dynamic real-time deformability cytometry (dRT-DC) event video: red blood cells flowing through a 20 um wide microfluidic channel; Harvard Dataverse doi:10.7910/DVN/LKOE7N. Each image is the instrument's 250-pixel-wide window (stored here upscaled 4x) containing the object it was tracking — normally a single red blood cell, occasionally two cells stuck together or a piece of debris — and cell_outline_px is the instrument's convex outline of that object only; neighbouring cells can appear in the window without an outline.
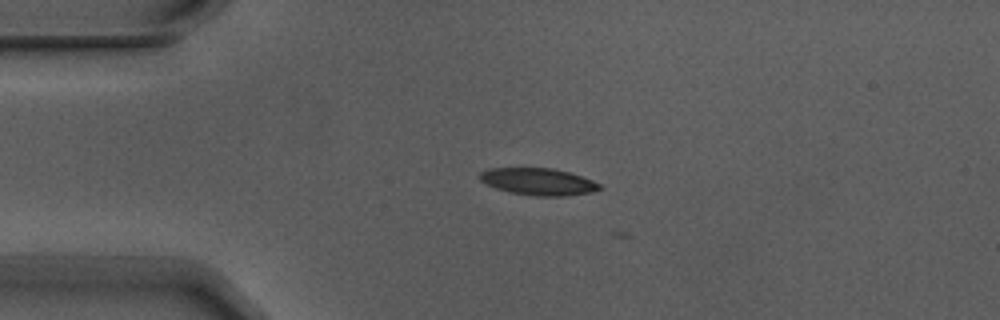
{"species": "Egyptian fruit bat (a non-hibernating species)", "species_latin": "Rousettus aegyptiacus", "temperature_condition": "warm", "stored_images_in_passage": 4, "camera_frame_rate_fps": 3000, "um_per_image_px": 0.085, "animal": {"sex": "male"}, "frame": {"image": 1, "passage_image": 3, "time_ms": 0.667, "image_size_px": [1000, 320], "cell_outline_px": [[604, 188], [592, 192], [564, 196], [536, 196], [508, 192], [496, 188], [480, 180], [480, 172], [488, 168], [552, 168], [568, 172], [592, 180], [600, 184]], "centroid_in_image_um": [45.77, 15.44], "position_along_channel_um": 39.2, "area_um2": 18.79}}